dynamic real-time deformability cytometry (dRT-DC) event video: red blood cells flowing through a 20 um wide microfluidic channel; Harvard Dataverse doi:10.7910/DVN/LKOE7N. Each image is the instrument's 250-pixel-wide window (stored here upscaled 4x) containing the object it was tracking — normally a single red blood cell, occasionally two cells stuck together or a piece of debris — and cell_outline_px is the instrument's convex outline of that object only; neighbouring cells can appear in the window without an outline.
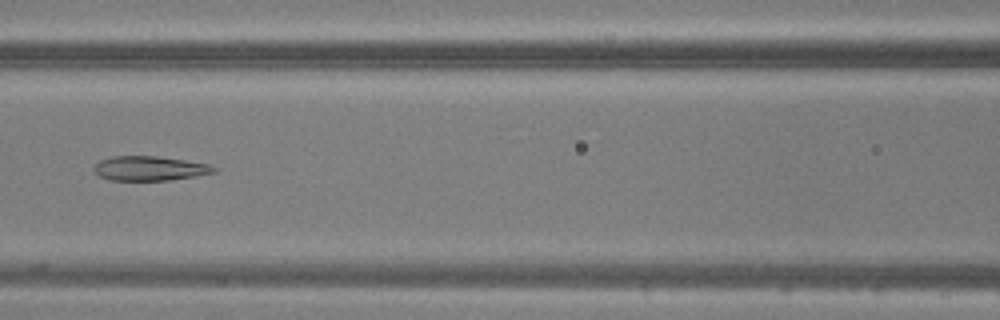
{"species": "common noctule bat (a hibernating species)", "species_latin": "Nyctalus noctula", "temperature_condition": "warm", "stored_images_in_passage": 45, "camera_frame_rate_fps": 3000, "um_per_image_px": 0.085, "animal": {"sex": "male", "body_mass_g": 20.5, "forearm_length_mm": 52.5}, "frame": {"image": 1, "passage_image": 19, "time_ms": 6.0, "image_size_px": [1000, 320], "cell_outline_px": [[216, 172], [196, 176], [168, 180], [108, 180], [100, 176], [92, 168], [100, 160], [112, 156], [156, 156], [184, 160], [208, 164], [216, 168]], "centroid_in_image_um": [12.7, 14.31], "position_along_channel_um": 153.9, "area_um2": 16.99}}
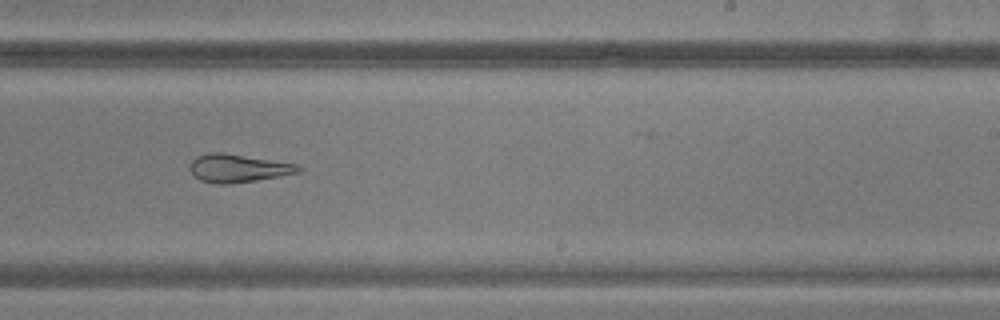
{"frame": {"image": 2, "passage_image": 27, "time_ms": 8.667, "image_size_px": [1000, 320], "cell_outline_px": [[304, 168], [300, 172], [256, 180], [228, 184], [216, 184], [200, 180], [188, 168], [188, 164], [196, 156], [208, 152], [220, 152], [296, 164]], "centroid_in_image_um": [20.19, 14.29], "position_along_channel_um": 268.8, "area_um2": 17.63}}
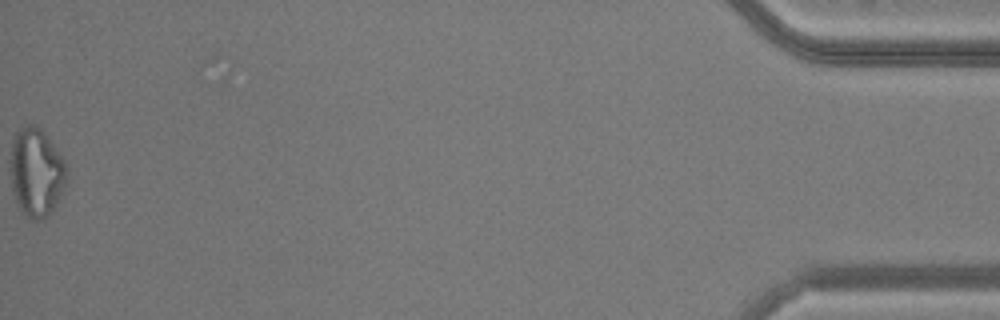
{"frame": {"image": 3, "passage_image": 45, "time_ms": 14.667, "image_size_px": [1000, 320], "cell_outline_px": [[68, 176], [56, 204], [44, 220], [32, 220], [20, 208], [12, 192], [12, 140], [16, 132], [20, 128], [28, 124], [32, 124], [40, 128], [44, 132], [64, 160], [68, 168]], "centroid_in_image_um": [3.11, 14.64], "position_along_channel_um": 432.1, "area_um2": 28.61}}